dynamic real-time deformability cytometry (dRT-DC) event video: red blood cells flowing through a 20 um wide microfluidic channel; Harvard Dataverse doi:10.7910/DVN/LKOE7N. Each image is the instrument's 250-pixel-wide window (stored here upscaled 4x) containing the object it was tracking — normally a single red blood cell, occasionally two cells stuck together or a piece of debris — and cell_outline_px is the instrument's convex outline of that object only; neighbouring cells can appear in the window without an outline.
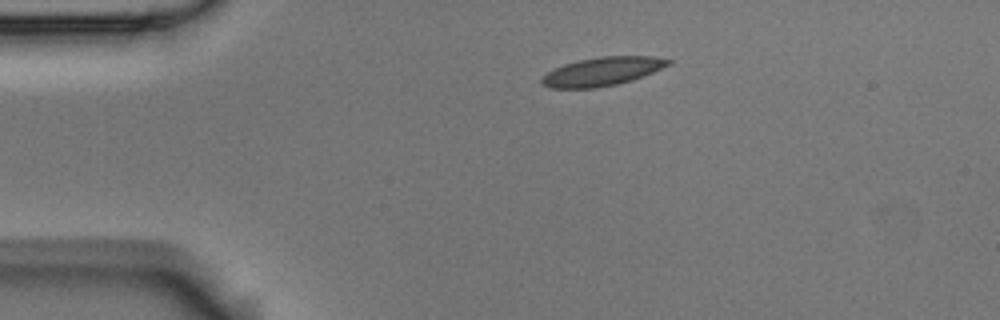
{"species": "Egyptian fruit bat (a non-hibernating species)", "species_latin": "Rousettus aegyptiacus", "temperature_condition": "room temperature", "stored_images_in_passage": 4, "camera_frame_rate_fps": 3000, "um_per_image_px": 0.085, "animal": {"sex": "male"}, "frame": {"image": 1, "passage_image": 1, "time_ms": 0.0, "image_size_px": [1000, 320], "cell_outline_px": [[672, 64], [632, 80], [616, 84], [596, 88], [548, 88], [540, 84], [540, 76], [564, 64], [580, 60], [600, 56], [652, 56], [672, 60]], "centroid_in_image_um": [51.16, 6.08], "position_along_channel_um": 33.8, "area_um2": 21.1}}
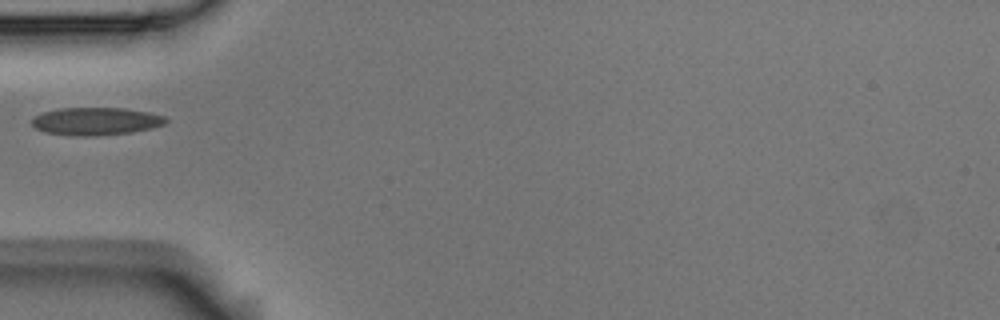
{"frame": {"image": 2, "passage_image": 3, "time_ms": 0.667, "image_size_px": [1000, 320], "cell_outline_px": [[168, 120], [164, 124], [152, 128], [132, 132], [96, 136], [72, 136], [44, 132], [36, 128], [32, 124], [32, 116], [44, 112], [60, 108], [128, 108], [148, 112], [164, 116]], "centroid_in_image_um": [8.14, 10.31], "position_along_channel_um": 76.9, "area_um2": 21.79}}
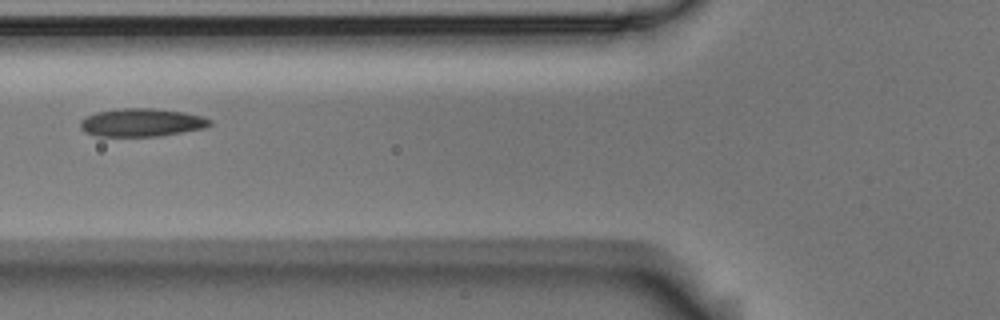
{"frame": {"image": 3, "passage_image": 4, "time_ms": 1.0, "image_size_px": [1000, 320], "cell_outline_px": [[212, 124], [204, 128], [160, 136], [96, 136], [84, 132], [80, 128], [80, 120], [84, 116], [96, 112], [116, 108], [152, 108], [184, 112], [200, 116], [212, 120]], "centroid_in_image_um": [11.99, 10.41], "position_along_channel_um": 113.8, "area_um2": 21.39}}